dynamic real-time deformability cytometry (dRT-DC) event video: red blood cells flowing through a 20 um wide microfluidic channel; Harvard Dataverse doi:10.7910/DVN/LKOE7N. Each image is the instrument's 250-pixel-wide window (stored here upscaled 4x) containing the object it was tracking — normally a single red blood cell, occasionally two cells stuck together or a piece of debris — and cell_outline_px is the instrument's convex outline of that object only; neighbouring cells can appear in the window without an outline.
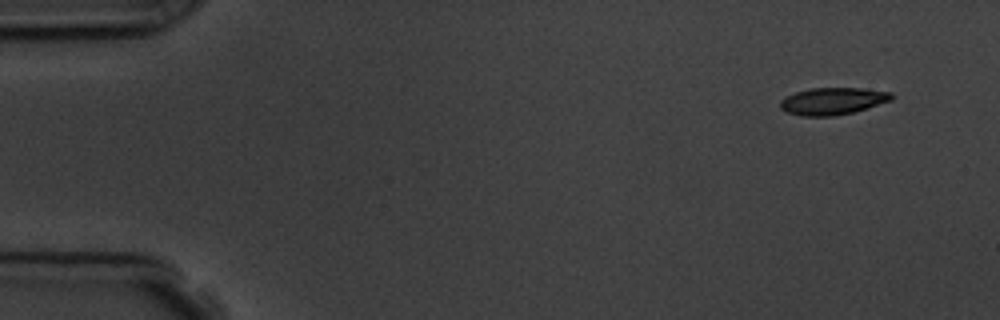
{"species": "common noctule bat (a hibernating species)", "species_latin": "Nyctalus noctula", "temperature_condition": "room temperature", "stored_images_in_passage": 4, "camera_frame_rate_fps": 3000, "um_per_image_px": 0.085, "animal": {"sex": "male", "body_mass_g": 19.5, "forearm_length_mm": 54.6}, "frame": {"image": 1, "passage_image": 1, "time_ms": 0.0, "image_size_px": [1000, 320], "cell_outline_px": [[896, 96], [892, 100], [852, 112], [832, 116], [800, 116], [788, 112], [780, 108], [780, 100], [784, 96], [796, 92], [812, 88], [864, 88], [892, 92]], "centroid_in_image_um": [70.79, 8.58], "position_along_channel_um": 14.2, "area_um2": 17.63}}